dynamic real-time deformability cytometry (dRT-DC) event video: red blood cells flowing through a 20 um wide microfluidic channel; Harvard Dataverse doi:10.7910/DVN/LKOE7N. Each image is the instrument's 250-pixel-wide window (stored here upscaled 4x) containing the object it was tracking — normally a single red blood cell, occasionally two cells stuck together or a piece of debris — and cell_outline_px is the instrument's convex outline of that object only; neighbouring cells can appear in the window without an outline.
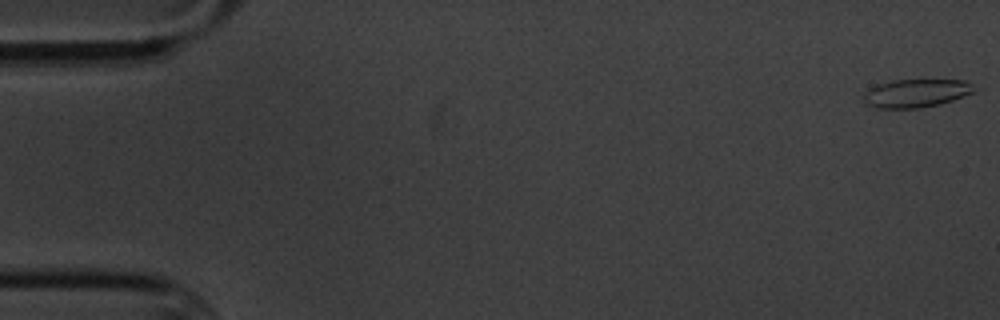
{"species": "common noctule bat (a hibernating species)", "species_latin": "Nyctalus noctula", "temperature_condition": "cold", "stored_images_in_passage": 5, "camera_frame_rate_fps": 3000, "um_per_image_px": 0.085, "animal": {"sex": "male", "body_mass_g": 20.1, "forearm_length_mm": 53.5}, "frame": {"image": 1, "passage_image": 1, "time_ms": 0.0, "image_size_px": [1000, 320], "cell_outline_px": [[984, 88], [976, 92], [940, 104], [920, 108], [876, 108], [868, 104], [864, 100], [864, 96], [876, 84], [892, 80], [964, 80]], "centroid_in_image_um": [78.0, 7.91], "position_along_channel_um": 7.0, "area_um2": 18.38}}
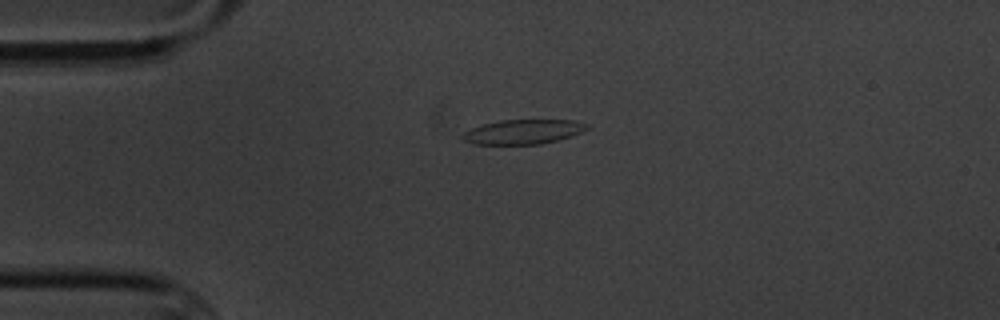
{"frame": {"image": 2, "passage_image": 4, "time_ms": 4.333, "image_size_px": [1000, 320], "cell_outline_px": [[588, 128], [572, 136], [540, 144], [472, 144], [460, 140], [460, 136], [464, 132], [472, 128], [484, 124], [500, 120], [572, 120], [588, 124]], "centroid_in_image_um": [44.41, 11.21], "position_along_channel_um": 40.6, "area_um2": 17.74}}